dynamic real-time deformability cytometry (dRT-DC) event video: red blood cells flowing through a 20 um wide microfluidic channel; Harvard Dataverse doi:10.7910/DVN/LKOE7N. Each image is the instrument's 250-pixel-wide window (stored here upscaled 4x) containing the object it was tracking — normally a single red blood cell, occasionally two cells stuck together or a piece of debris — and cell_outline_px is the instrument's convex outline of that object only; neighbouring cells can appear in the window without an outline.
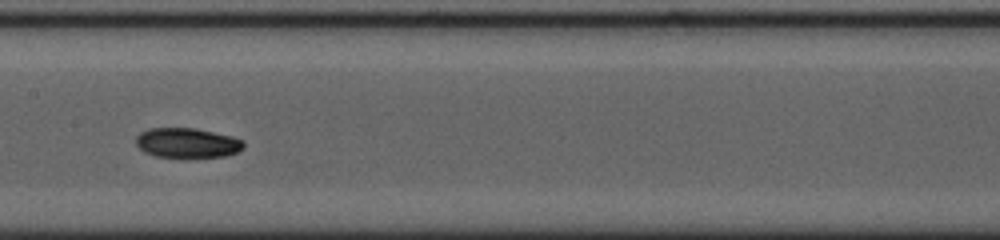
{"species": "common noctule bat (a hibernating species)", "species_latin": "Nyctalus noctula", "temperature_condition": "cold", "stored_images_in_passage": 36, "camera_frame_rate_fps": 3000, "um_per_image_px": 0.085, "animal": {"sex": "female", "body_mass_g": 23.0, "forearm_length_mm": 53.4}, "frame": {"image": 1, "passage_image": 16, "time_ms": 5.0, "image_size_px": [1000, 240], "cell_outline_px": [[244, 148], [236, 152], [224, 156], [156, 156], [144, 152], [136, 144], [136, 136], [140, 132], [148, 128], [196, 128], [232, 136], [244, 140]], "centroid_in_image_um": [15.91, 12.12], "position_along_channel_um": 191.5, "area_um2": 18.5}}
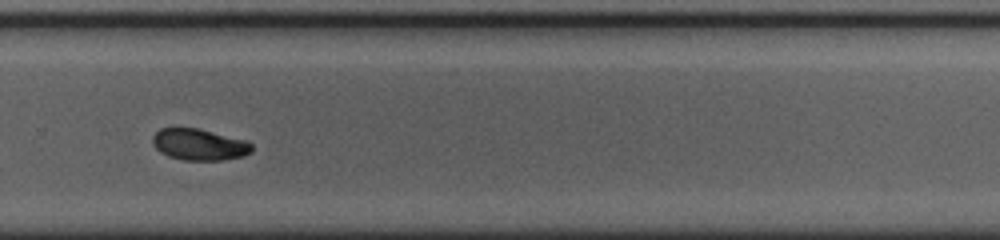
{"frame": {"image": 2, "passage_image": 26, "time_ms": 8.333, "image_size_px": [1000, 240], "cell_outline_px": [[252, 152], [244, 156], [224, 160], [184, 160], [168, 156], [160, 152], [152, 144], [152, 136], [160, 128], [196, 128], [244, 140], [252, 144]], "centroid_in_image_um": [16.91, 12.3], "position_along_channel_um": 312.9, "area_um2": 18.09}, "authors_computed_cell_mechanics": {"area_um2": 18.5538, "velocity_mm_per_s": 3.6496, "shape_relaxation_time_tau1_ms": 9.78, "shape_relaxation_time_tau2_ms": 5.6371, "deformation_change_tau1": 0.1786, "deformation_change_tau2": 0.073}}